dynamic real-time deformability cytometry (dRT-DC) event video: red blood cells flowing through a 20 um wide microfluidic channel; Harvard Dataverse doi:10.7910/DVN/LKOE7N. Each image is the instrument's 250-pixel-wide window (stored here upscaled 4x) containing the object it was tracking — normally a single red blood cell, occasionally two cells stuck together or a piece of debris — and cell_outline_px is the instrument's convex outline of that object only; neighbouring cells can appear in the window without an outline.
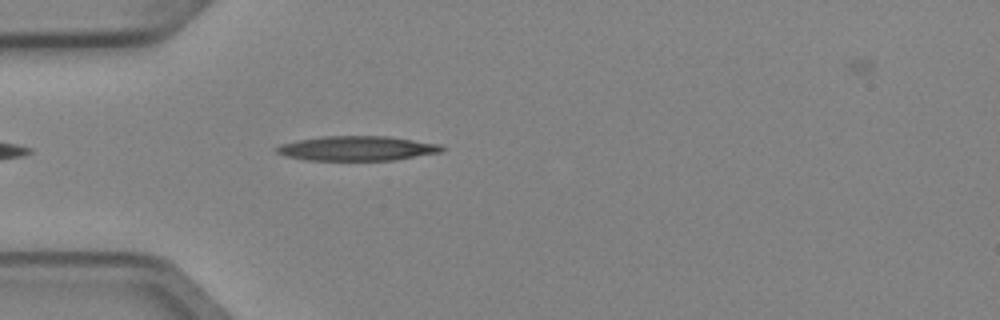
{"species": "Egyptian fruit bat (a non-hibernating species)", "species_latin": "Rousettus aegyptiacus", "temperature_condition": "cold", "stored_images_in_passage": 1, "camera_frame_rate_fps": 3000, "um_per_image_px": 0.085, "animal": {"sex": "female"}, "frame": {"image": 1, "passage_image": 1, "time_ms": 0.0, "image_size_px": [1000, 320], "cell_outline_px": [[444, 152], [392, 160], [304, 160], [284, 156], [276, 152], [272, 148], [280, 144], [300, 140], [324, 136], [388, 136], [440, 144], [444, 148]], "centroid_in_image_um": [30.33, 12.61], "position_along_channel_um": 54.7, "area_um2": 23.81}}